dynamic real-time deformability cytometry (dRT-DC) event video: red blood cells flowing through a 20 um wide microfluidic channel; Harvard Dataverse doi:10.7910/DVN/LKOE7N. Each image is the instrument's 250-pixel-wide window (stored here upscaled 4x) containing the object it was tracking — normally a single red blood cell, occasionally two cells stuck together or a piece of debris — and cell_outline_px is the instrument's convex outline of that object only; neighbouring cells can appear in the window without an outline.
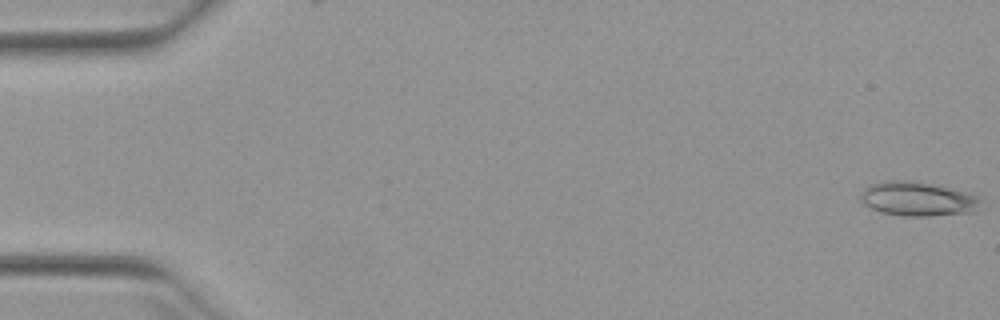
{"species": "Egyptian fruit bat (a non-hibernating species)", "species_latin": "Rousettus aegyptiacus", "temperature_condition": "warm", "stored_images_in_passage": 13, "camera_frame_rate_fps": 3000, "um_per_image_px": 0.085, "animal": {"sex": "female"}, "frame": {"image": 1, "passage_image": 1, "time_ms": 0.0, "image_size_px": [1000, 320], "cell_outline_px": [[984, 200], [976, 212], [928, 216], [904, 216], [880, 212], [864, 204], [860, 200], [860, 192], [868, 184], [888, 180], [908, 180], [932, 184], [976, 196]], "centroid_in_image_um": [77.97, 16.92], "position_along_channel_um": 7.0, "area_um2": 23.99}}
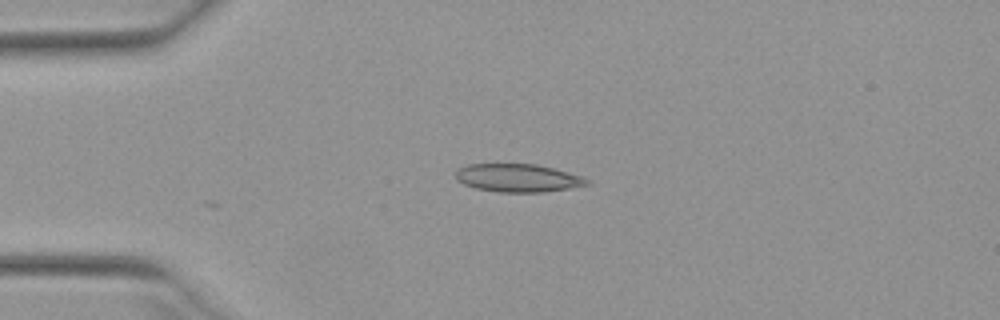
{"frame": {"image": 2, "passage_image": 13, "time_ms": 4.0, "image_size_px": [1000, 320], "cell_outline_px": [[592, 184], [572, 188], [544, 192], [496, 192], [476, 188], [464, 184], [456, 180], [456, 172], [460, 168], [468, 164], [536, 164], [584, 176], [592, 180]], "centroid_in_image_um": [44.09, 15.13], "position_along_channel_um": 40.9, "area_um2": 21.68}}